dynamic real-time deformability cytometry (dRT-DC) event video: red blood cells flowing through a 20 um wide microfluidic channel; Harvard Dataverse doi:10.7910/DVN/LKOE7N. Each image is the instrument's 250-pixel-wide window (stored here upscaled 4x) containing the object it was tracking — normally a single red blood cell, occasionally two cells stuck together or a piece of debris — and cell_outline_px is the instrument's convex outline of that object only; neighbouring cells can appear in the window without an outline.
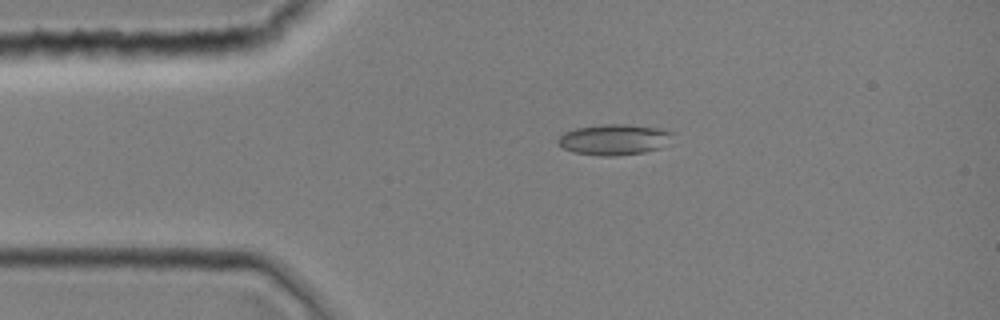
{"species": "common noctule bat (a hibernating species)", "species_latin": "Nyctalus noctula", "temperature_condition": "room temperature", "stored_images_in_passage": 1, "camera_frame_rate_fps": 3000, "um_per_image_px": 0.085, "animal": {"sex": "female", "body_mass_g": 19.0, "forearm_length_mm": 51.5}, "frame": {"image": 1, "passage_image": 1, "time_ms": 0.0, "image_size_px": [1000, 320], "cell_outline_px": [[676, 132], [660, 148], [644, 152], [612, 156], [600, 156], [576, 152], [564, 148], [556, 140], [564, 132], [576, 128], [604, 124], [628, 124], [660, 128]], "centroid_in_image_um": [52.22, 11.85], "position_along_channel_um": 32.8, "area_um2": 20.4}}